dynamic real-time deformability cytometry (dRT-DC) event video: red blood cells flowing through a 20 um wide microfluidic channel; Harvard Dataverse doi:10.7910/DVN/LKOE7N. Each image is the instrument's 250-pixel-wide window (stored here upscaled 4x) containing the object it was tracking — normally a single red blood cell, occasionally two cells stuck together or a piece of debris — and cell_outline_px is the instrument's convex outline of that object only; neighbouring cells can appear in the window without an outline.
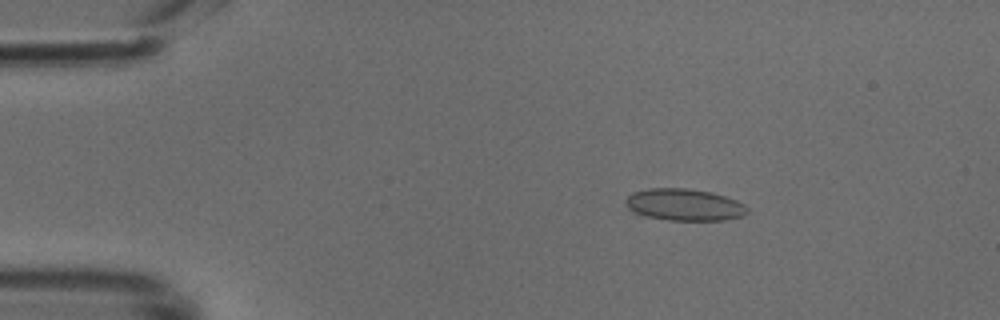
{"species": "common noctule bat (a hibernating species)", "species_latin": "Nyctalus noctula", "temperature_condition": "cold", "stored_images_in_passage": 48, "camera_frame_rate_fps": 3000, "um_per_image_px": 0.085, "animal": {"sex": "male", "body_mass_g": 18.8}, "frame": {"image": 1, "passage_image": 7, "time_ms": 2.0, "image_size_px": [1000, 320], "cell_outline_px": [[748, 212], [744, 216], [724, 220], [668, 220], [644, 216], [632, 212], [628, 208], [628, 196], [632, 192], [648, 188], [688, 188], [712, 192], [736, 200], [744, 204], [748, 208]], "centroid_in_image_um": [58.19, 17.4], "position_along_channel_um": 26.8, "area_um2": 22.66}}
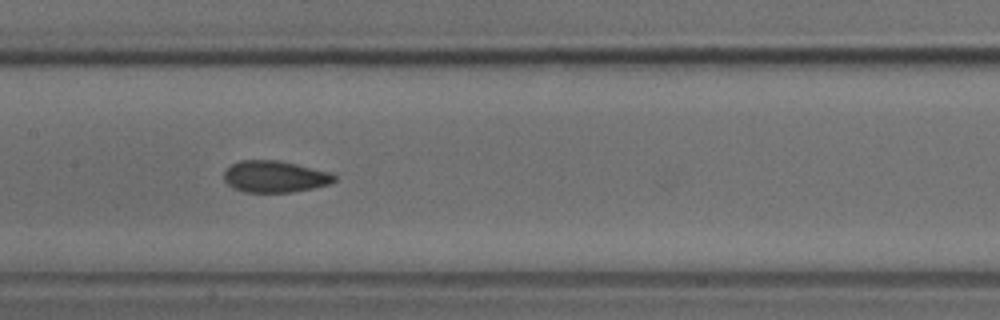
{"frame": {"image": 2, "passage_image": 23, "time_ms": 7.333, "image_size_px": [1000, 320], "cell_outline_px": [[336, 180], [328, 184], [312, 188], [292, 192], [244, 192], [232, 188], [224, 180], [224, 172], [232, 164], [240, 160], [280, 160], [328, 172], [336, 176]], "centroid_in_image_um": [23.32, 15.01], "position_along_channel_um": 184.1, "area_um2": 20.23}}
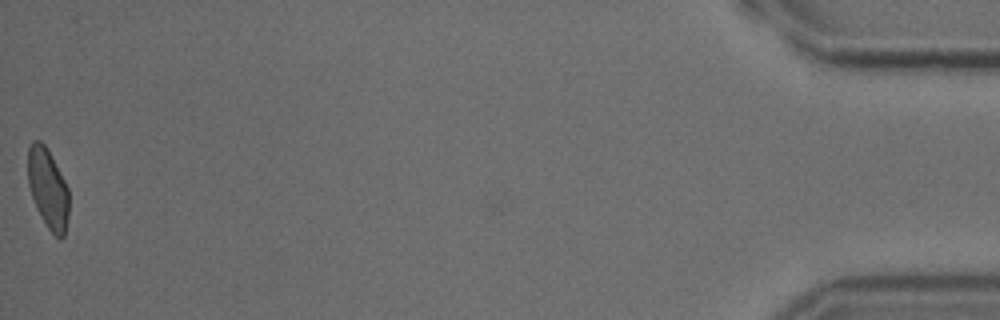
{"frame": {"image": 3, "passage_image": 48, "time_ms": 15.667, "image_size_px": [1000, 320], "cell_outline_px": [[68, 216], [64, 236], [60, 240], [48, 228], [32, 196], [28, 184], [28, 148], [32, 140], [40, 140], [48, 148], [68, 188]], "centroid_in_image_um": [4.08, 15.98], "position_along_channel_um": 431.1, "area_um2": 18.84}}